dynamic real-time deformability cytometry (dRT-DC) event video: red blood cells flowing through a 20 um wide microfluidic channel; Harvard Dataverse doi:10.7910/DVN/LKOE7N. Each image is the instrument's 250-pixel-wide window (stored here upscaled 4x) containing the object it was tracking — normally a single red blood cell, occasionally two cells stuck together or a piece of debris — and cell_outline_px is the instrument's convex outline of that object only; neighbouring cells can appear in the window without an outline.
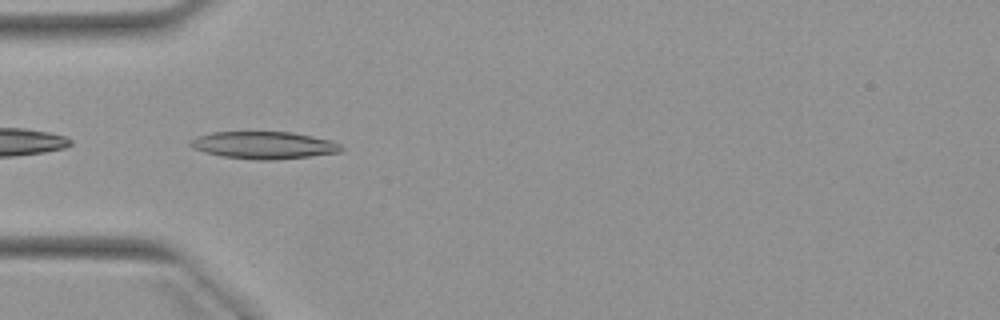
{"species": "Egyptian fruit bat (a non-hibernating species)", "species_latin": "Rousettus aegyptiacus", "temperature_condition": "warm", "stored_images_in_passage": 6, "camera_frame_rate_fps": 3000, "um_per_image_px": 0.085, "animal": {"sex": "female"}, "frame": {"image": 1, "passage_image": 3, "time_ms": 2.333, "image_size_px": [1000, 320], "cell_outline_px": [[344, 148], [340, 152], [308, 156], [272, 160], [256, 160], [220, 156], [204, 152], [192, 148], [188, 144], [192, 140], [200, 136], [212, 132], [292, 132], [332, 140], [340, 144]], "centroid_in_image_um": [22.43, 12.34], "position_along_channel_um": 62.6, "area_um2": 23.93}}
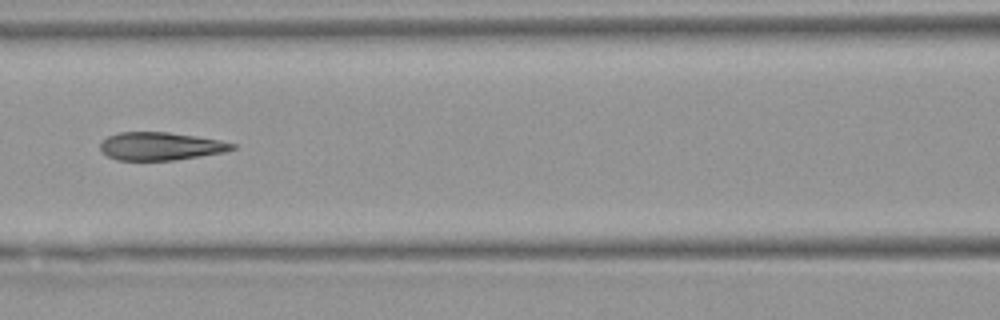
{"frame": {"image": 2, "passage_image": 5, "time_ms": 4.667, "image_size_px": [1000, 320], "cell_outline_px": [[236, 148], [224, 152], [176, 160], [116, 160], [108, 156], [100, 148], [100, 144], [108, 136], [116, 132], [168, 132], [196, 136], [220, 140], [236, 144]], "centroid_in_image_um": [13.66, 12.42], "position_along_channel_um": 152.9, "area_um2": 21.5}}
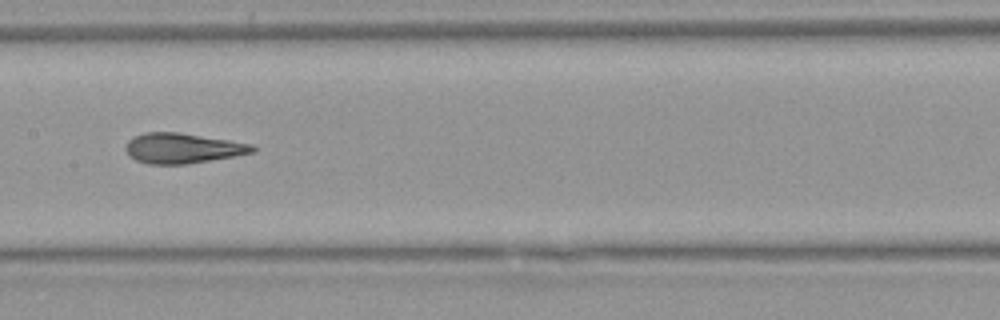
{"frame": {"image": 3, "passage_image": 6, "time_ms": 5.667, "image_size_px": [1000, 320], "cell_outline_px": [[256, 148], [252, 152], [236, 156], [188, 164], [148, 164], [136, 160], [128, 156], [124, 148], [124, 144], [128, 140], [144, 132], [180, 132], [252, 144]], "centroid_in_image_um": [15.47, 12.6], "position_along_channel_um": 191.9, "area_um2": 22.43}}